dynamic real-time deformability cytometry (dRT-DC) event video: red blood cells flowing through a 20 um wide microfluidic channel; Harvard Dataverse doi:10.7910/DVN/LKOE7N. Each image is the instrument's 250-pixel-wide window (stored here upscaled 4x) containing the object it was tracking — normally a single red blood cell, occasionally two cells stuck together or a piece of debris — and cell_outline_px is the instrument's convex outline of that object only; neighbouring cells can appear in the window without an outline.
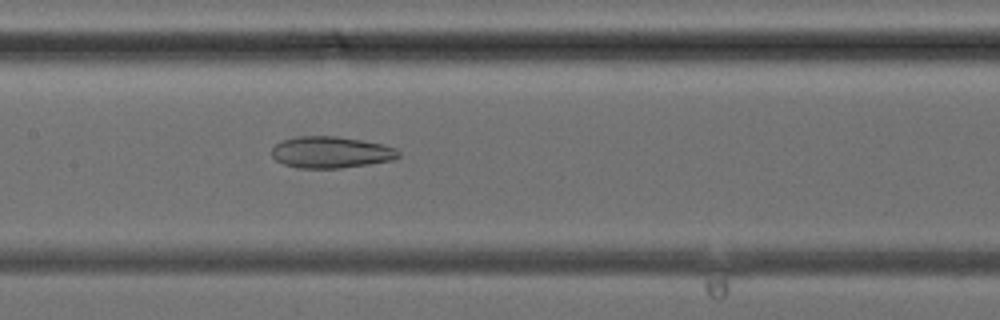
{"species": "common noctule bat (a hibernating species)", "species_latin": "Nyctalus noctula", "temperature_condition": "cold", "stored_images_in_passage": 31, "camera_frame_rate_fps": 3000, "um_per_image_px": 0.085, "animal": {"sex": "female", "body_mass_g": 24.6, "forearm_length_mm": 56.2}, "frame": {"image": 1, "passage_image": 11, "time_ms": 3.333, "image_size_px": [1000, 320], "cell_outline_px": [[400, 156], [392, 160], [368, 164], [340, 168], [300, 168], [284, 164], [276, 160], [272, 156], [272, 148], [276, 144], [284, 140], [296, 136], [336, 136], [384, 144], [396, 148], [400, 152]], "centroid_in_image_um": [28.14, 12.94], "position_along_channel_um": 179.3, "area_um2": 23.24}}
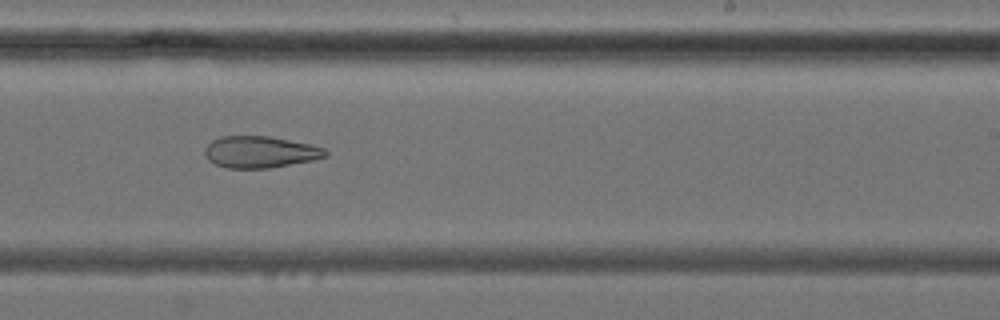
{"frame": {"image": 2, "passage_image": 16, "time_ms": 5.0, "image_size_px": [1000, 320], "cell_outline_px": [[328, 156], [312, 160], [268, 168], [228, 168], [216, 164], [208, 160], [204, 152], [204, 148], [212, 140], [220, 136], [268, 136], [312, 144], [324, 148], [328, 152]], "centroid_in_image_um": [22.11, 12.91], "position_along_channel_um": 266.9, "area_um2": 22.25}}
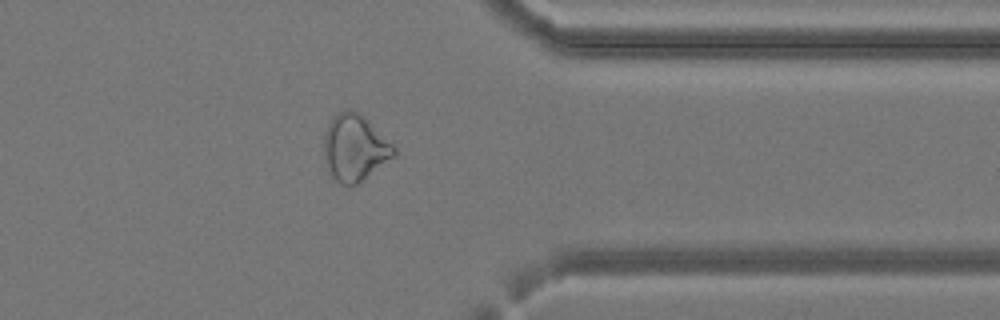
{"frame": {"image": 3, "passage_image": 23, "time_ms": 7.333, "image_size_px": [1000, 320], "cell_outline_px": [[396, 156], [356, 184], [340, 184], [332, 176], [324, 156], [324, 132], [332, 116], [348, 108], [352, 108], [360, 112], [396, 148]], "centroid_in_image_um": [30.15, 12.52], "position_along_channel_um": 381.2, "area_um2": 26.99}}